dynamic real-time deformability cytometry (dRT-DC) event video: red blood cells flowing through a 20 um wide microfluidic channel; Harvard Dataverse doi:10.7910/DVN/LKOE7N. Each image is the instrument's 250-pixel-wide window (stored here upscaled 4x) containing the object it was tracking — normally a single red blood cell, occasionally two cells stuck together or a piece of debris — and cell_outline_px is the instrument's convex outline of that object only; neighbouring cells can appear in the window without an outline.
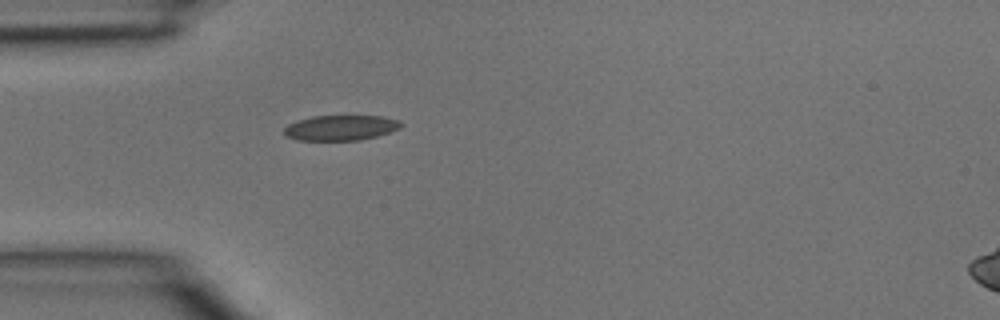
{"species": "common noctule bat (a hibernating species)", "species_latin": "Nyctalus noctula", "temperature_condition": "room temperature", "stored_images_in_passage": 2, "camera_frame_rate_fps": 3000, "um_per_image_px": 0.085, "animal": {"sex": "male", "body_mass_g": 15.6}, "frame": {"image": 1, "passage_image": 1, "time_ms": 0.0, "image_size_px": [1000, 320], "cell_outline_px": [[404, 124], [400, 128], [392, 132], [360, 140], [300, 140], [288, 136], [284, 132], [284, 128], [288, 124], [296, 120], [312, 116], [384, 116], [400, 120]], "centroid_in_image_um": [29.01, 10.85], "position_along_channel_um": 56.0, "area_um2": 17.28}}